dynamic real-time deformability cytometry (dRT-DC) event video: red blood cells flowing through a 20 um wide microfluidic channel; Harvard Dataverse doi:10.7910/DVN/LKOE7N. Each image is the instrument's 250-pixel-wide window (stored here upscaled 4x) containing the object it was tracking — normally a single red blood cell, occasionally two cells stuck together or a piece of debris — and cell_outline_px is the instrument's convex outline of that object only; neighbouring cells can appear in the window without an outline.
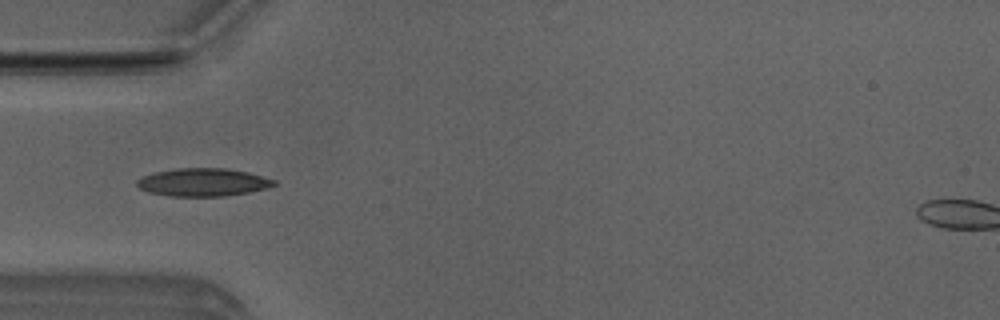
{"species": "Egyptian fruit bat (a non-hibernating species)", "species_latin": "Rousettus aegyptiacus", "temperature_condition": "room temperature", "stored_images_in_passage": 52, "camera_frame_rate_fps": 3000, "um_per_image_px": 0.085, "animal": {"sex": "male"}, "frame": {"image": 1, "passage_image": 16, "time_ms": 5.0, "image_size_px": [1000, 320], "cell_outline_px": [[276, 184], [268, 188], [248, 192], [224, 196], [168, 196], [148, 192], [140, 188], [136, 184], [136, 180], [152, 172], [176, 168], [228, 168], [248, 172], [276, 180]], "centroid_in_image_um": [17.24, 15.48], "position_along_channel_um": 67.8, "area_um2": 22.43}}
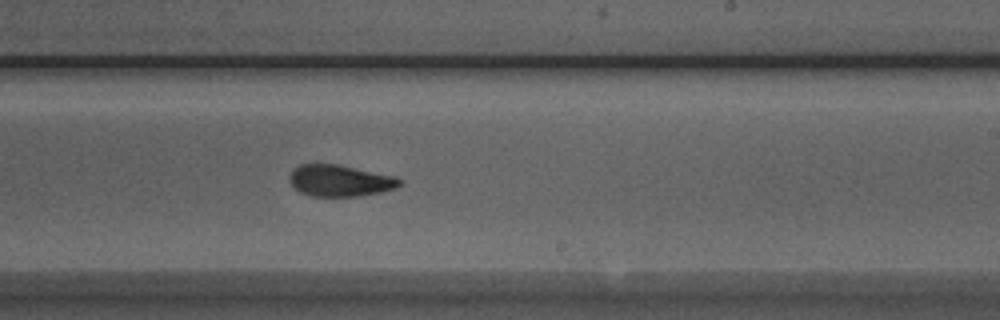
{"frame": {"image": 2, "passage_image": 31, "time_ms": 10.0, "image_size_px": [1000, 320], "cell_outline_px": [[404, 180], [396, 188], [380, 192], [360, 196], [312, 196], [300, 192], [288, 180], [288, 176], [292, 168], [300, 164], [336, 164], [396, 176]], "centroid_in_image_um": [28.89, 15.35], "position_along_channel_um": 260.1, "area_um2": 20.35}}
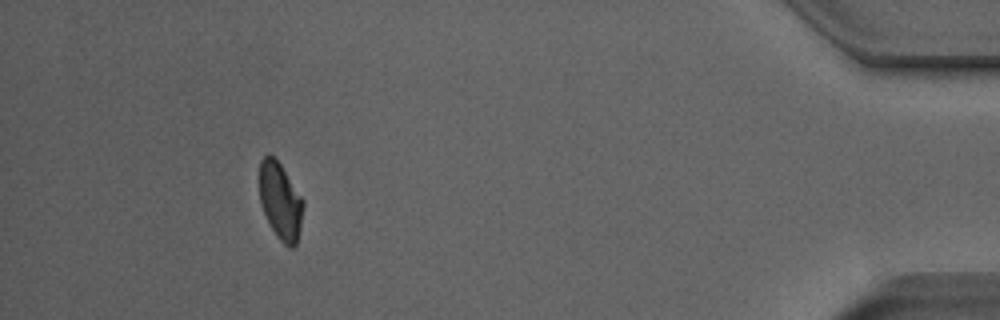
{"frame": {"image": 3, "passage_image": 48, "time_ms": 15.667, "image_size_px": [1000, 320], "cell_outline_px": [[304, 204], [300, 228], [296, 244], [292, 248], [288, 248], [276, 236], [260, 204], [260, 160], [268, 152], [280, 164], [304, 200]], "centroid_in_image_um": [23.84, 17.1], "position_along_channel_um": 411.4, "area_um2": 19.48}, "authors_computed_cell_mechanics": {"area_um2": 20.5479, "velocity_mm_per_s": 3.8415, "shape_relaxation_time_tau1_ms": 5.7966, "shape_relaxation_time_tau2_ms": 1.8867, "deformation_change_tau1": 0.1554, "deformation_change_tau2": 0.0726}}